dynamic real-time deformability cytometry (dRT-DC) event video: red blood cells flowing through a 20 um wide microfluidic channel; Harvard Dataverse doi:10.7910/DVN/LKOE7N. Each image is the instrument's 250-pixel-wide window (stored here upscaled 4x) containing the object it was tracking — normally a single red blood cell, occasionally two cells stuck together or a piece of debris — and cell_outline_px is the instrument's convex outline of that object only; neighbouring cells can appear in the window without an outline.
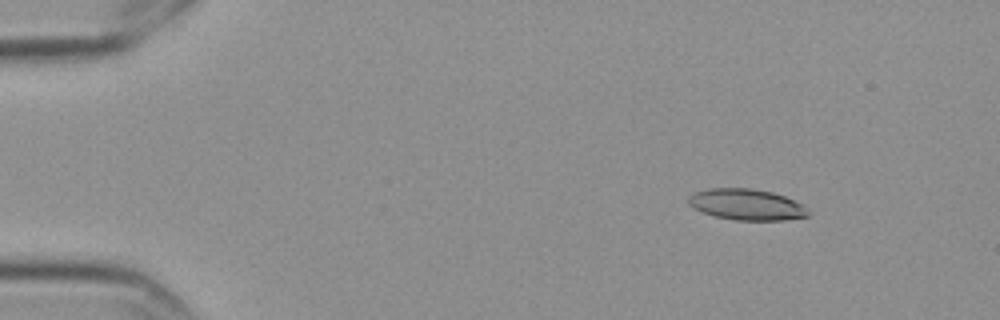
{"species": "Egyptian fruit bat (a non-hibernating species)", "species_latin": "Rousettus aegyptiacus", "temperature_condition": "cold", "stored_images_in_passage": 7, "camera_frame_rate_fps": 3000, "um_per_image_px": 0.085, "frame": {"image": 1, "passage_image": 3, "time_ms": 0.667, "image_size_px": [1000, 320], "cell_outline_px": [[808, 216], [784, 220], [736, 220], [716, 216], [704, 212], [688, 204], [688, 196], [696, 192], [708, 188], [752, 188], [772, 192], [784, 196], [804, 204], [808, 208]], "centroid_in_image_um": [63.49, 17.38], "position_along_channel_um": 21.5, "area_um2": 21.62}}
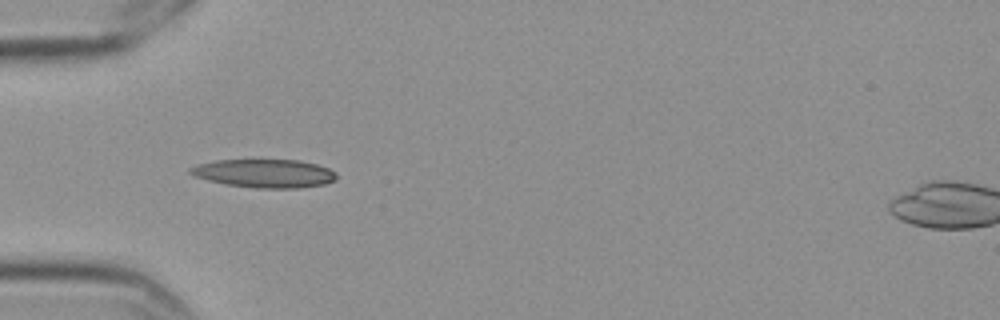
{"frame": {"image": 2, "passage_image": 6, "time_ms": 1.667, "image_size_px": [1000, 320], "cell_outline_px": [[336, 180], [324, 184], [300, 188], [256, 188], [228, 184], [208, 180], [196, 176], [188, 172], [188, 168], [200, 164], [216, 160], [300, 160], [316, 164], [328, 168], [336, 172]], "centroid_in_image_um": [22.51, 14.73], "position_along_channel_um": 62.5, "area_um2": 24.04}}
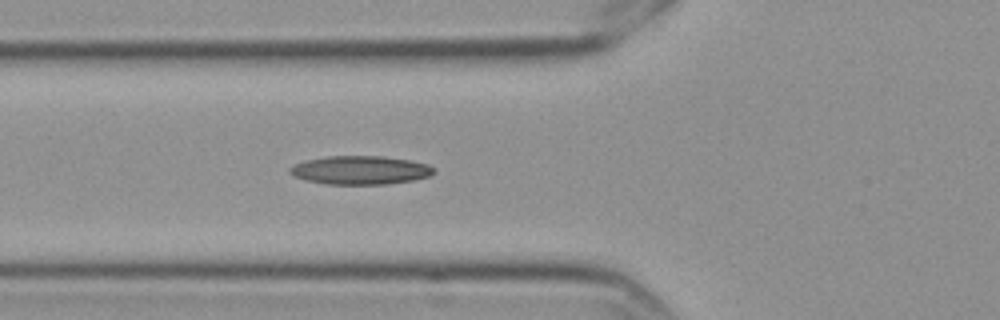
{"frame": {"image": 3, "passage_image": 7, "time_ms": 2.0, "image_size_px": [1000, 320], "cell_outline_px": [[436, 172], [428, 176], [416, 180], [388, 184], [324, 184], [304, 180], [288, 172], [288, 168], [292, 164], [324, 156], [380, 156], [408, 160], [428, 164], [436, 168]], "centroid_in_image_um": [30.62, 14.46], "position_along_channel_um": 95.2, "area_um2": 24.16}}